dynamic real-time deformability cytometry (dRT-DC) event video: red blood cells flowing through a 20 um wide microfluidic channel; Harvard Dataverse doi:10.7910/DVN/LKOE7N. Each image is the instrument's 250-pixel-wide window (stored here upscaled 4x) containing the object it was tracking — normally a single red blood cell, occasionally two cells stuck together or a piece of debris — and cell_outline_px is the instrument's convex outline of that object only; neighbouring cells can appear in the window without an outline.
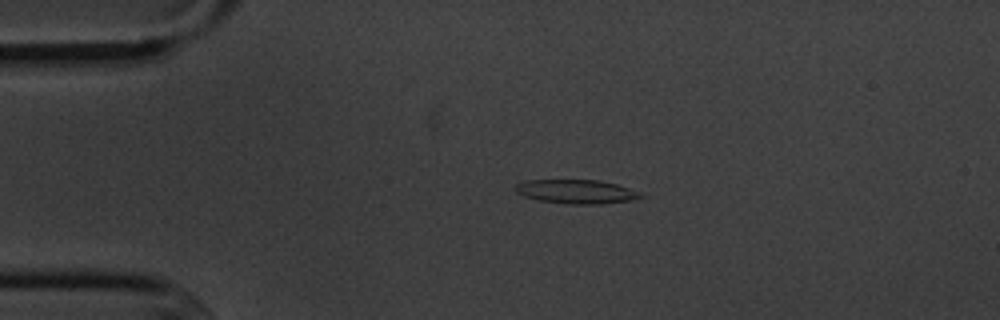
{"species": "common noctule bat (a hibernating species)", "species_latin": "Nyctalus noctula", "temperature_condition": "cold", "stored_images_in_passage": 5, "camera_frame_rate_fps": 3000, "um_per_image_px": 0.085, "animal": {"sex": "male", "body_mass_g": 20.1, "forearm_length_mm": 53.5}, "frame": {"image": 1, "passage_image": 4, "time_ms": 3.667, "image_size_px": [1000, 320], "cell_outline_px": [[644, 196], [636, 200], [600, 204], [568, 204], [540, 200], [524, 196], [516, 192], [516, 184], [528, 180], [600, 180], [616, 184], [628, 188]], "centroid_in_image_um": [49.0, 16.29], "position_along_channel_um": 36.0, "area_um2": 17.34}}